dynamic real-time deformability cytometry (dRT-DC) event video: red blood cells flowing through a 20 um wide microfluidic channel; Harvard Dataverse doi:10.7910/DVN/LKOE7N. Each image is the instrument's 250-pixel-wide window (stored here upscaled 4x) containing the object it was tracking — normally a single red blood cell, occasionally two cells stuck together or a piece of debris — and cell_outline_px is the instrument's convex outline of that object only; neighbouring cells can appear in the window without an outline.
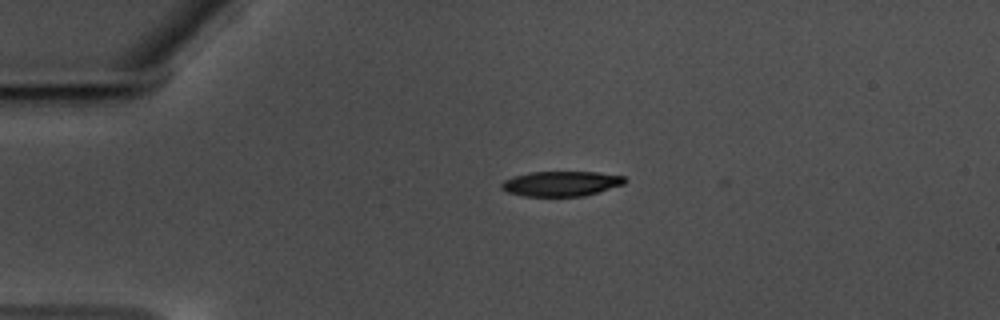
{"species": "common noctule bat (a hibernating species)", "species_latin": "Nyctalus noctula", "temperature_condition": "warm", "stored_images_in_passage": 39, "camera_frame_rate_fps": 3000, "um_per_image_px": 0.085, "animal": {"sex": "male", "body_mass_g": 17.5, "forearm_length_mm": 52.3}, "frame": {"image": 1, "passage_image": 2, "time_ms": 0.333, "image_size_px": [1000, 320], "cell_outline_px": [[628, 180], [624, 184], [584, 196], [524, 196], [508, 192], [500, 188], [500, 184], [504, 180], [512, 176], [532, 172], [596, 172], [624, 176]], "centroid_in_image_um": [47.68, 15.61], "position_along_channel_um": 37.3, "area_um2": 17.98}}
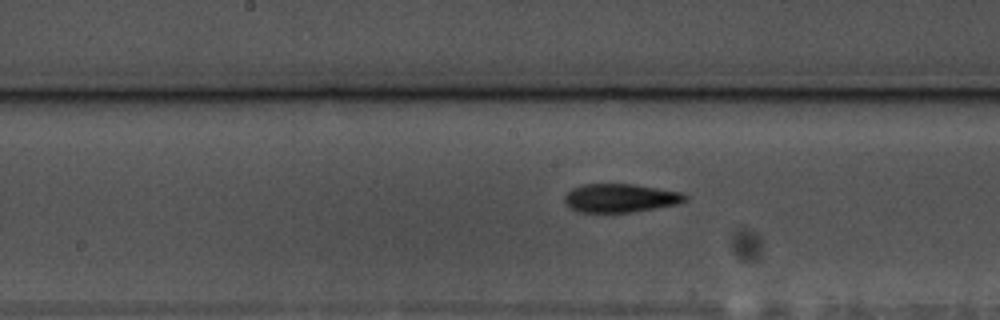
{"frame": {"image": 2, "passage_image": 19, "time_ms": 6.0, "image_size_px": [1000, 320], "cell_outline_px": [[688, 200], [676, 204], [656, 208], [632, 212], [580, 212], [564, 204], [564, 196], [572, 188], [584, 184], [636, 184], [684, 192], [688, 196]], "centroid_in_image_um": [52.77, 16.82], "position_along_channel_um": 195.4, "area_um2": 20.23}}
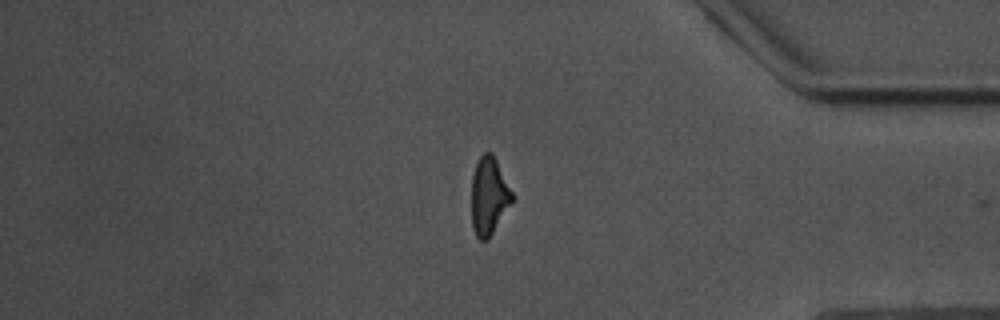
{"frame": {"image": 3, "passage_image": 38, "time_ms": 12.333, "image_size_px": [1000, 320], "cell_outline_px": [[516, 196], [488, 240], [480, 240], [476, 236], [472, 228], [472, 172], [480, 156], [484, 152], [492, 152]], "centroid_in_image_um": [41.58, 16.65], "position_along_channel_um": 393.6, "area_um2": 18.67}}